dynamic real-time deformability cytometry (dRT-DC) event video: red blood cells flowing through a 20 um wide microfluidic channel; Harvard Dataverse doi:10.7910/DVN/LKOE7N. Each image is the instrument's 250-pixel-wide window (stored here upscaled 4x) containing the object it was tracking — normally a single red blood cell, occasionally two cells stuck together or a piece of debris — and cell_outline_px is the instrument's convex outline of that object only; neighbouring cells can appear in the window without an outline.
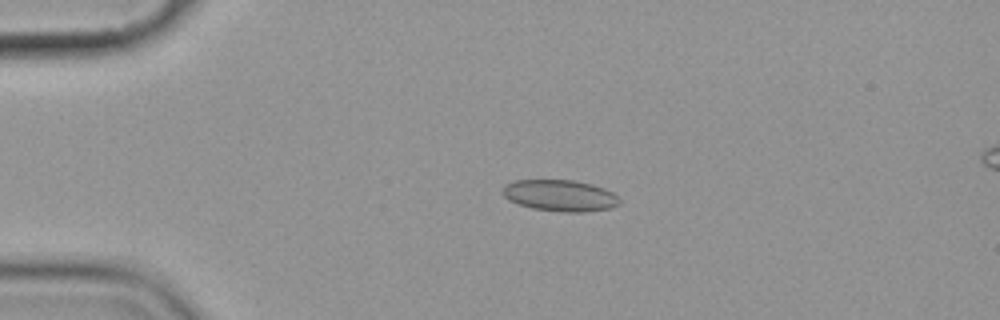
{"species": "common noctule bat (a hibernating species)", "species_latin": "Nyctalus noctula", "temperature_condition": "cold", "stored_images_in_passage": 6, "segment_of_instrument_passage": [1, 2], "camera_frame_rate_fps": 3000, "um_per_image_px": 0.085, "animal": {"sex": "female", "body_mass_g": 19.9}, "frame": {"image": 1, "passage_image": 4, "time_ms": 3.667, "image_size_px": [1000, 320], "cell_outline_px": [[620, 204], [612, 208], [584, 212], [564, 212], [532, 208], [508, 200], [500, 192], [504, 184], [512, 180], [572, 180], [592, 184], [604, 188], [612, 192], [620, 200]], "centroid_in_image_um": [47.58, 16.61], "position_along_channel_um": 37.4, "area_um2": 21.56}}